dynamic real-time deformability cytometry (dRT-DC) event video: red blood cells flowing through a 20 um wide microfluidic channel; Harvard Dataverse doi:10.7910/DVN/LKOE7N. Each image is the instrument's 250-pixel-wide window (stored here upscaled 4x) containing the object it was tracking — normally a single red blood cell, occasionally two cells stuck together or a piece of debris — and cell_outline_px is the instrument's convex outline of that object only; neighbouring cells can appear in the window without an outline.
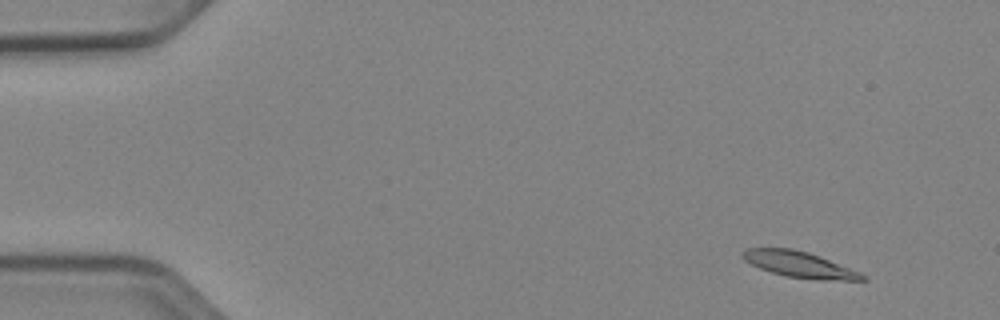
{"species": "Egyptian fruit bat (a non-hibernating species)", "species_latin": "Rousettus aegyptiacus", "temperature_condition": "cold", "stored_images_in_passage": 37, "camera_frame_rate_fps": 3000, "um_per_image_px": 0.085, "animal": {"sex": "female"}, "frame": {"image": 1, "passage_image": 5, "time_ms": 1.333, "image_size_px": [1000, 320], "cell_outline_px": [[868, 280], [820, 280], [788, 276], [772, 272], [760, 268], [744, 260], [740, 256], [740, 252], [748, 248], [792, 248], [808, 252], [820, 256], [860, 272], [868, 276]], "centroid_in_image_um": [67.96, 22.47], "position_along_channel_um": 17.0, "area_um2": 18.09}}
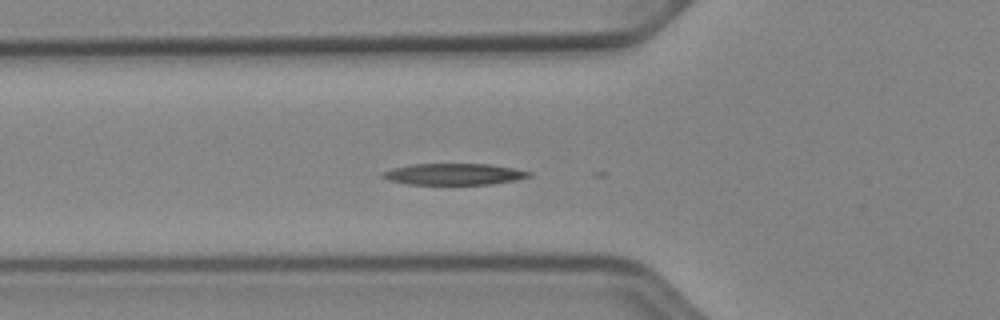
{"frame": {"image": 2, "passage_image": 19, "time_ms": 6.0, "image_size_px": [1000, 320], "cell_outline_px": [[532, 176], [516, 180], [492, 184], [408, 184], [388, 180], [380, 176], [384, 172], [392, 168], [412, 164], [488, 164], [512, 168], [532, 172]], "centroid_in_image_um": [38.59, 14.8], "position_along_channel_um": 87.2, "area_um2": 18.15}}
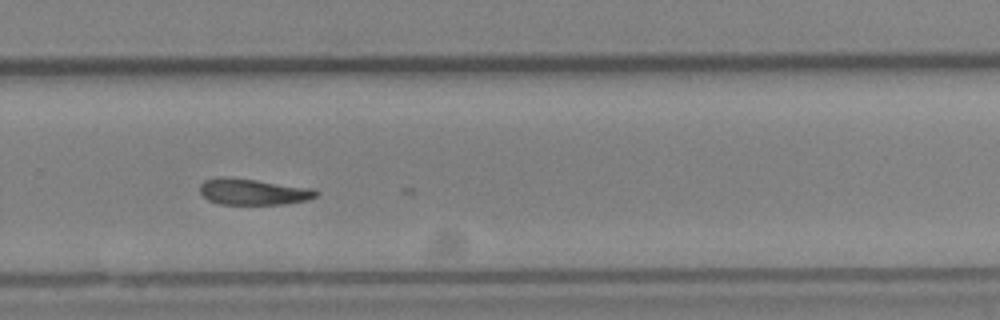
{"frame": {"image": 3, "passage_image": 36, "time_ms": 11.667, "image_size_px": [1000, 320], "cell_outline_px": [[320, 192], [316, 196], [308, 200], [284, 204], [220, 204], [208, 200], [200, 192], [200, 184], [204, 180], [220, 176], [256, 180], [316, 188]], "centroid_in_image_um": [21.55, 16.29], "position_along_channel_um": 308.2, "area_um2": 17.86}}